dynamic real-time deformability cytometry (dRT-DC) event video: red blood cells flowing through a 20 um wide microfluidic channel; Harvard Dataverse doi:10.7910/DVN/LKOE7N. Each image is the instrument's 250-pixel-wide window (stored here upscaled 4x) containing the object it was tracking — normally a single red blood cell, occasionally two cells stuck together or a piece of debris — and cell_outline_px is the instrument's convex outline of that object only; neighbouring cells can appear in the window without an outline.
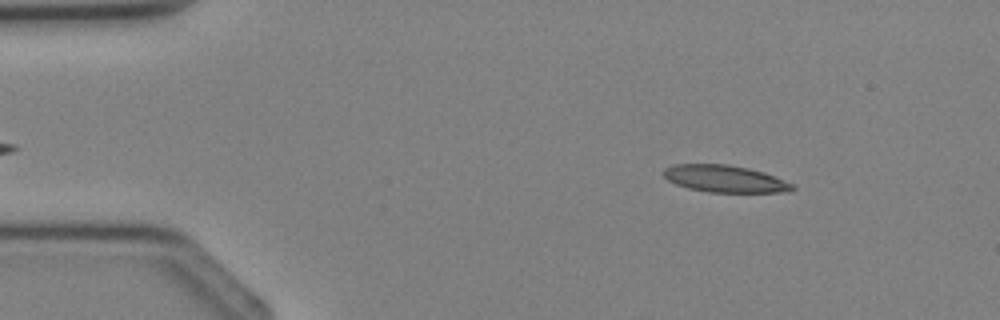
{"species": "Egyptian fruit bat (a non-hibernating species)", "species_latin": "Rousettus aegyptiacus", "temperature_condition": "cold", "stored_images_in_passage": 2, "camera_frame_rate_fps": 3000, "um_per_image_px": 0.085, "animal": {"sex": "female"}, "frame": {"image": 1, "passage_image": 1, "time_ms": 0.0, "image_size_px": [1000, 320], "cell_outline_px": [[796, 188], [788, 192], [708, 192], [688, 188], [676, 184], [668, 180], [664, 176], [664, 168], [672, 164], [728, 164], [748, 168], [764, 172], [792, 184]], "centroid_in_image_um": [61.59, 15.19], "position_along_channel_um": 23.4, "area_um2": 20.23}}